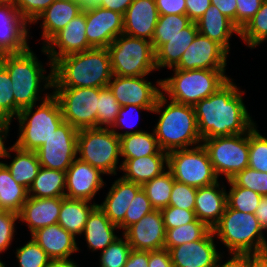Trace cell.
I'll return each instance as SVG.
<instances>
[{
    "mask_svg": "<svg viewBox=\"0 0 267 267\" xmlns=\"http://www.w3.org/2000/svg\"><path fill=\"white\" fill-rule=\"evenodd\" d=\"M239 85L231 77L215 93L193 106L202 140L244 134L257 124L243 98L247 91Z\"/></svg>",
    "mask_w": 267,
    "mask_h": 267,
    "instance_id": "obj_1",
    "label": "cell"
},
{
    "mask_svg": "<svg viewBox=\"0 0 267 267\" xmlns=\"http://www.w3.org/2000/svg\"><path fill=\"white\" fill-rule=\"evenodd\" d=\"M39 49L41 55L46 56L45 63L32 47L22 53L0 55V64L7 70L12 81L16 117L22 109L39 103L52 94L53 64L44 47ZM47 67L49 68L46 69Z\"/></svg>",
    "mask_w": 267,
    "mask_h": 267,
    "instance_id": "obj_2",
    "label": "cell"
},
{
    "mask_svg": "<svg viewBox=\"0 0 267 267\" xmlns=\"http://www.w3.org/2000/svg\"><path fill=\"white\" fill-rule=\"evenodd\" d=\"M112 77L108 48H92L58 59L52 88H106Z\"/></svg>",
    "mask_w": 267,
    "mask_h": 267,
    "instance_id": "obj_3",
    "label": "cell"
},
{
    "mask_svg": "<svg viewBox=\"0 0 267 267\" xmlns=\"http://www.w3.org/2000/svg\"><path fill=\"white\" fill-rule=\"evenodd\" d=\"M153 114L158 115L152 129L161 150L169 153L202 144L193 106L171 101L161 93Z\"/></svg>",
    "mask_w": 267,
    "mask_h": 267,
    "instance_id": "obj_4",
    "label": "cell"
},
{
    "mask_svg": "<svg viewBox=\"0 0 267 267\" xmlns=\"http://www.w3.org/2000/svg\"><path fill=\"white\" fill-rule=\"evenodd\" d=\"M212 231L218 248L226 254H262L267 238L255 214L228 206Z\"/></svg>",
    "mask_w": 267,
    "mask_h": 267,
    "instance_id": "obj_5",
    "label": "cell"
},
{
    "mask_svg": "<svg viewBox=\"0 0 267 267\" xmlns=\"http://www.w3.org/2000/svg\"><path fill=\"white\" fill-rule=\"evenodd\" d=\"M172 71L161 78L162 94L169 100L194 106L222 87L230 78L227 70L194 69Z\"/></svg>",
    "mask_w": 267,
    "mask_h": 267,
    "instance_id": "obj_6",
    "label": "cell"
},
{
    "mask_svg": "<svg viewBox=\"0 0 267 267\" xmlns=\"http://www.w3.org/2000/svg\"><path fill=\"white\" fill-rule=\"evenodd\" d=\"M15 120L18 133L13 144L25 151H36L64 122L60 105L53 93L39 103L22 109Z\"/></svg>",
    "mask_w": 267,
    "mask_h": 267,
    "instance_id": "obj_7",
    "label": "cell"
},
{
    "mask_svg": "<svg viewBox=\"0 0 267 267\" xmlns=\"http://www.w3.org/2000/svg\"><path fill=\"white\" fill-rule=\"evenodd\" d=\"M77 158L98 168L109 178L119 176L122 167L120 138L110 128L80 129Z\"/></svg>",
    "mask_w": 267,
    "mask_h": 267,
    "instance_id": "obj_8",
    "label": "cell"
},
{
    "mask_svg": "<svg viewBox=\"0 0 267 267\" xmlns=\"http://www.w3.org/2000/svg\"><path fill=\"white\" fill-rule=\"evenodd\" d=\"M113 75L152 76L157 72L152 42L120 34L108 47Z\"/></svg>",
    "mask_w": 267,
    "mask_h": 267,
    "instance_id": "obj_9",
    "label": "cell"
},
{
    "mask_svg": "<svg viewBox=\"0 0 267 267\" xmlns=\"http://www.w3.org/2000/svg\"><path fill=\"white\" fill-rule=\"evenodd\" d=\"M202 144L220 180L228 181L248 167L249 132L203 139Z\"/></svg>",
    "mask_w": 267,
    "mask_h": 267,
    "instance_id": "obj_10",
    "label": "cell"
},
{
    "mask_svg": "<svg viewBox=\"0 0 267 267\" xmlns=\"http://www.w3.org/2000/svg\"><path fill=\"white\" fill-rule=\"evenodd\" d=\"M167 169L175 181L195 188L210 186L220 180L203 144L169 152Z\"/></svg>",
    "mask_w": 267,
    "mask_h": 267,
    "instance_id": "obj_11",
    "label": "cell"
},
{
    "mask_svg": "<svg viewBox=\"0 0 267 267\" xmlns=\"http://www.w3.org/2000/svg\"><path fill=\"white\" fill-rule=\"evenodd\" d=\"M61 108L64 122L77 130L97 128L100 88H52Z\"/></svg>",
    "mask_w": 267,
    "mask_h": 267,
    "instance_id": "obj_12",
    "label": "cell"
},
{
    "mask_svg": "<svg viewBox=\"0 0 267 267\" xmlns=\"http://www.w3.org/2000/svg\"><path fill=\"white\" fill-rule=\"evenodd\" d=\"M78 131L63 122L37 150L40 166L66 172L77 158Z\"/></svg>",
    "mask_w": 267,
    "mask_h": 267,
    "instance_id": "obj_13",
    "label": "cell"
},
{
    "mask_svg": "<svg viewBox=\"0 0 267 267\" xmlns=\"http://www.w3.org/2000/svg\"><path fill=\"white\" fill-rule=\"evenodd\" d=\"M148 76L122 77L113 75L108 88L115 96L120 106L137 105L155 107L161 90V78L153 83Z\"/></svg>",
    "mask_w": 267,
    "mask_h": 267,
    "instance_id": "obj_14",
    "label": "cell"
},
{
    "mask_svg": "<svg viewBox=\"0 0 267 267\" xmlns=\"http://www.w3.org/2000/svg\"><path fill=\"white\" fill-rule=\"evenodd\" d=\"M30 24L19 14L14 2H0V55L22 53L31 45ZM30 42V43H29Z\"/></svg>",
    "mask_w": 267,
    "mask_h": 267,
    "instance_id": "obj_15",
    "label": "cell"
},
{
    "mask_svg": "<svg viewBox=\"0 0 267 267\" xmlns=\"http://www.w3.org/2000/svg\"><path fill=\"white\" fill-rule=\"evenodd\" d=\"M230 55L221 44L198 32L189 48L182 55L179 63L172 69L227 70Z\"/></svg>",
    "mask_w": 267,
    "mask_h": 267,
    "instance_id": "obj_16",
    "label": "cell"
},
{
    "mask_svg": "<svg viewBox=\"0 0 267 267\" xmlns=\"http://www.w3.org/2000/svg\"><path fill=\"white\" fill-rule=\"evenodd\" d=\"M103 176L107 175L76 158L66 171L65 197L98 204L96 195L101 198L99 192L108 186Z\"/></svg>",
    "mask_w": 267,
    "mask_h": 267,
    "instance_id": "obj_17",
    "label": "cell"
},
{
    "mask_svg": "<svg viewBox=\"0 0 267 267\" xmlns=\"http://www.w3.org/2000/svg\"><path fill=\"white\" fill-rule=\"evenodd\" d=\"M86 37L92 48H107L124 31L123 14L98 5L85 8Z\"/></svg>",
    "mask_w": 267,
    "mask_h": 267,
    "instance_id": "obj_18",
    "label": "cell"
},
{
    "mask_svg": "<svg viewBox=\"0 0 267 267\" xmlns=\"http://www.w3.org/2000/svg\"><path fill=\"white\" fill-rule=\"evenodd\" d=\"M30 236L53 262H76V253L82 252L78 238L65 230L58 223L40 228ZM75 255L74 258L72 257Z\"/></svg>",
    "mask_w": 267,
    "mask_h": 267,
    "instance_id": "obj_19",
    "label": "cell"
},
{
    "mask_svg": "<svg viewBox=\"0 0 267 267\" xmlns=\"http://www.w3.org/2000/svg\"><path fill=\"white\" fill-rule=\"evenodd\" d=\"M43 47L52 64L64 56L92 49L86 37L85 8Z\"/></svg>",
    "mask_w": 267,
    "mask_h": 267,
    "instance_id": "obj_20",
    "label": "cell"
},
{
    "mask_svg": "<svg viewBox=\"0 0 267 267\" xmlns=\"http://www.w3.org/2000/svg\"><path fill=\"white\" fill-rule=\"evenodd\" d=\"M218 246L211 229L202 239L172 247L168 251L174 267H215L222 254Z\"/></svg>",
    "mask_w": 267,
    "mask_h": 267,
    "instance_id": "obj_21",
    "label": "cell"
},
{
    "mask_svg": "<svg viewBox=\"0 0 267 267\" xmlns=\"http://www.w3.org/2000/svg\"><path fill=\"white\" fill-rule=\"evenodd\" d=\"M133 250L164 249L166 230L160 210H153L122 233Z\"/></svg>",
    "mask_w": 267,
    "mask_h": 267,
    "instance_id": "obj_22",
    "label": "cell"
},
{
    "mask_svg": "<svg viewBox=\"0 0 267 267\" xmlns=\"http://www.w3.org/2000/svg\"><path fill=\"white\" fill-rule=\"evenodd\" d=\"M121 234L119 227L113 224L97 205L88 216L83 232L78 239V245L85 244L84 246L91 254L100 253ZM80 239H83L85 243Z\"/></svg>",
    "mask_w": 267,
    "mask_h": 267,
    "instance_id": "obj_23",
    "label": "cell"
},
{
    "mask_svg": "<svg viewBox=\"0 0 267 267\" xmlns=\"http://www.w3.org/2000/svg\"><path fill=\"white\" fill-rule=\"evenodd\" d=\"M83 8L73 0H55L31 25H39L41 29L39 40L40 47L44 46L55 34L60 32L66 25L79 15ZM39 23V24H38ZM41 33V35H40Z\"/></svg>",
    "mask_w": 267,
    "mask_h": 267,
    "instance_id": "obj_24",
    "label": "cell"
},
{
    "mask_svg": "<svg viewBox=\"0 0 267 267\" xmlns=\"http://www.w3.org/2000/svg\"><path fill=\"white\" fill-rule=\"evenodd\" d=\"M63 198H35L28 196L27 201L18 213L20 226L25 225L31 235L40 228L57 224Z\"/></svg>",
    "mask_w": 267,
    "mask_h": 267,
    "instance_id": "obj_25",
    "label": "cell"
},
{
    "mask_svg": "<svg viewBox=\"0 0 267 267\" xmlns=\"http://www.w3.org/2000/svg\"><path fill=\"white\" fill-rule=\"evenodd\" d=\"M159 16L155 0H133L123 15V34L151 42Z\"/></svg>",
    "mask_w": 267,
    "mask_h": 267,
    "instance_id": "obj_26",
    "label": "cell"
},
{
    "mask_svg": "<svg viewBox=\"0 0 267 267\" xmlns=\"http://www.w3.org/2000/svg\"><path fill=\"white\" fill-rule=\"evenodd\" d=\"M109 183L104 199L98 203V207L106 214L110 221L119 226L124 221L125 213L137 194L141 185L124 180L121 176Z\"/></svg>",
    "mask_w": 267,
    "mask_h": 267,
    "instance_id": "obj_27",
    "label": "cell"
},
{
    "mask_svg": "<svg viewBox=\"0 0 267 267\" xmlns=\"http://www.w3.org/2000/svg\"><path fill=\"white\" fill-rule=\"evenodd\" d=\"M226 181L197 188L194 212L201 222L212 229L220 220L227 206Z\"/></svg>",
    "mask_w": 267,
    "mask_h": 267,
    "instance_id": "obj_28",
    "label": "cell"
},
{
    "mask_svg": "<svg viewBox=\"0 0 267 267\" xmlns=\"http://www.w3.org/2000/svg\"><path fill=\"white\" fill-rule=\"evenodd\" d=\"M198 32L221 44L230 54L232 36L240 38V29L228 17L211 5L196 22ZM231 41V42H230Z\"/></svg>",
    "mask_w": 267,
    "mask_h": 267,
    "instance_id": "obj_29",
    "label": "cell"
},
{
    "mask_svg": "<svg viewBox=\"0 0 267 267\" xmlns=\"http://www.w3.org/2000/svg\"><path fill=\"white\" fill-rule=\"evenodd\" d=\"M168 153L159 150L154 155L127 159L121 167L120 175L124 180L143 185L167 170Z\"/></svg>",
    "mask_w": 267,
    "mask_h": 267,
    "instance_id": "obj_30",
    "label": "cell"
},
{
    "mask_svg": "<svg viewBox=\"0 0 267 267\" xmlns=\"http://www.w3.org/2000/svg\"><path fill=\"white\" fill-rule=\"evenodd\" d=\"M198 33L196 22H191L186 28L180 31L175 37L162 44L155 51V63L157 73L161 70L174 68L180 61L184 52L189 48Z\"/></svg>",
    "mask_w": 267,
    "mask_h": 267,
    "instance_id": "obj_31",
    "label": "cell"
},
{
    "mask_svg": "<svg viewBox=\"0 0 267 267\" xmlns=\"http://www.w3.org/2000/svg\"><path fill=\"white\" fill-rule=\"evenodd\" d=\"M7 159L10 161L8 162ZM3 164L15 181L27 189L32 185L41 167L36 151H25L15 145L10 149Z\"/></svg>",
    "mask_w": 267,
    "mask_h": 267,
    "instance_id": "obj_32",
    "label": "cell"
},
{
    "mask_svg": "<svg viewBox=\"0 0 267 267\" xmlns=\"http://www.w3.org/2000/svg\"><path fill=\"white\" fill-rule=\"evenodd\" d=\"M96 206V203L87 200L64 197L61 201L58 224L75 237L79 238L83 232L89 214Z\"/></svg>",
    "mask_w": 267,
    "mask_h": 267,
    "instance_id": "obj_33",
    "label": "cell"
},
{
    "mask_svg": "<svg viewBox=\"0 0 267 267\" xmlns=\"http://www.w3.org/2000/svg\"><path fill=\"white\" fill-rule=\"evenodd\" d=\"M66 172L40 167L28 196L35 198L65 197Z\"/></svg>",
    "mask_w": 267,
    "mask_h": 267,
    "instance_id": "obj_34",
    "label": "cell"
},
{
    "mask_svg": "<svg viewBox=\"0 0 267 267\" xmlns=\"http://www.w3.org/2000/svg\"><path fill=\"white\" fill-rule=\"evenodd\" d=\"M119 138L122 164L127 159L154 155L160 150L153 129Z\"/></svg>",
    "mask_w": 267,
    "mask_h": 267,
    "instance_id": "obj_35",
    "label": "cell"
},
{
    "mask_svg": "<svg viewBox=\"0 0 267 267\" xmlns=\"http://www.w3.org/2000/svg\"><path fill=\"white\" fill-rule=\"evenodd\" d=\"M28 199V189L17 183L4 164H0V207L19 213Z\"/></svg>",
    "mask_w": 267,
    "mask_h": 267,
    "instance_id": "obj_36",
    "label": "cell"
},
{
    "mask_svg": "<svg viewBox=\"0 0 267 267\" xmlns=\"http://www.w3.org/2000/svg\"><path fill=\"white\" fill-rule=\"evenodd\" d=\"M239 39L250 50H259L261 45L267 43V0H263L259 11L240 30Z\"/></svg>",
    "mask_w": 267,
    "mask_h": 267,
    "instance_id": "obj_37",
    "label": "cell"
},
{
    "mask_svg": "<svg viewBox=\"0 0 267 267\" xmlns=\"http://www.w3.org/2000/svg\"><path fill=\"white\" fill-rule=\"evenodd\" d=\"M174 181L173 175L167 169L161 175L142 185V189L155 210H162L169 206Z\"/></svg>",
    "mask_w": 267,
    "mask_h": 267,
    "instance_id": "obj_38",
    "label": "cell"
},
{
    "mask_svg": "<svg viewBox=\"0 0 267 267\" xmlns=\"http://www.w3.org/2000/svg\"><path fill=\"white\" fill-rule=\"evenodd\" d=\"M153 109L154 107H142L137 105L122 106L118 112L115 123L110 129L115 132L119 137L143 132L145 131V129H142L140 126H138L139 123H141L140 116L143 115L142 113L144 111L145 114L147 112L148 114H151ZM133 127L136 129H134Z\"/></svg>",
    "mask_w": 267,
    "mask_h": 267,
    "instance_id": "obj_39",
    "label": "cell"
},
{
    "mask_svg": "<svg viewBox=\"0 0 267 267\" xmlns=\"http://www.w3.org/2000/svg\"><path fill=\"white\" fill-rule=\"evenodd\" d=\"M165 230L164 248L169 250L172 247L202 239L211 229L205 223L196 219L191 223Z\"/></svg>",
    "mask_w": 267,
    "mask_h": 267,
    "instance_id": "obj_40",
    "label": "cell"
},
{
    "mask_svg": "<svg viewBox=\"0 0 267 267\" xmlns=\"http://www.w3.org/2000/svg\"><path fill=\"white\" fill-rule=\"evenodd\" d=\"M192 21L187 15H162L159 16L152 38V46L156 51L162 44L175 37Z\"/></svg>",
    "mask_w": 267,
    "mask_h": 267,
    "instance_id": "obj_41",
    "label": "cell"
},
{
    "mask_svg": "<svg viewBox=\"0 0 267 267\" xmlns=\"http://www.w3.org/2000/svg\"><path fill=\"white\" fill-rule=\"evenodd\" d=\"M23 245L16 246L14 250L15 261L13 267H48L53 261L46 252L29 236Z\"/></svg>",
    "mask_w": 267,
    "mask_h": 267,
    "instance_id": "obj_42",
    "label": "cell"
},
{
    "mask_svg": "<svg viewBox=\"0 0 267 267\" xmlns=\"http://www.w3.org/2000/svg\"><path fill=\"white\" fill-rule=\"evenodd\" d=\"M132 248L127 238L121 234L105 250L97 253L98 267H124Z\"/></svg>",
    "mask_w": 267,
    "mask_h": 267,
    "instance_id": "obj_43",
    "label": "cell"
},
{
    "mask_svg": "<svg viewBox=\"0 0 267 267\" xmlns=\"http://www.w3.org/2000/svg\"><path fill=\"white\" fill-rule=\"evenodd\" d=\"M226 196L229 208L252 214H255L262 197L257 192L241 186H226Z\"/></svg>",
    "mask_w": 267,
    "mask_h": 267,
    "instance_id": "obj_44",
    "label": "cell"
},
{
    "mask_svg": "<svg viewBox=\"0 0 267 267\" xmlns=\"http://www.w3.org/2000/svg\"><path fill=\"white\" fill-rule=\"evenodd\" d=\"M258 123L249 131L248 167L267 173V135L258 130Z\"/></svg>",
    "mask_w": 267,
    "mask_h": 267,
    "instance_id": "obj_45",
    "label": "cell"
},
{
    "mask_svg": "<svg viewBox=\"0 0 267 267\" xmlns=\"http://www.w3.org/2000/svg\"><path fill=\"white\" fill-rule=\"evenodd\" d=\"M121 106L108 87L100 88L97 107V128H111Z\"/></svg>",
    "mask_w": 267,
    "mask_h": 267,
    "instance_id": "obj_46",
    "label": "cell"
},
{
    "mask_svg": "<svg viewBox=\"0 0 267 267\" xmlns=\"http://www.w3.org/2000/svg\"><path fill=\"white\" fill-rule=\"evenodd\" d=\"M226 186H241L267 196V173L247 167L226 181Z\"/></svg>",
    "mask_w": 267,
    "mask_h": 267,
    "instance_id": "obj_47",
    "label": "cell"
},
{
    "mask_svg": "<svg viewBox=\"0 0 267 267\" xmlns=\"http://www.w3.org/2000/svg\"><path fill=\"white\" fill-rule=\"evenodd\" d=\"M16 118V103L12 81L7 70L0 64V119L13 121Z\"/></svg>",
    "mask_w": 267,
    "mask_h": 267,
    "instance_id": "obj_48",
    "label": "cell"
},
{
    "mask_svg": "<svg viewBox=\"0 0 267 267\" xmlns=\"http://www.w3.org/2000/svg\"><path fill=\"white\" fill-rule=\"evenodd\" d=\"M153 210L155 209L151 205L145 191L141 188L131 201L125 213L124 221L118 226L120 232L123 233L129 226L138 222L142 217Z\"/></svg>",
    "mask_w": 267,
    "mask_h": 267,
    "instance_id": "obj_49",
    "label": "cell"
},
{
    "mask_svg": "<svg viewBox=\"0 0 267 267\" xmlns=\"http://www.w3.org/2000/svg\"><path fill=\"white\" fill-rule=\"evenodd\" d=\"M18 223V213L4 211L0 214V257L2 258L4 257L3 254L5 252L7 256H10L8 254H11L9 249L12 248V245L17 238L15 236L18 232L17 229H20ZM7 251L9 252L7 253Z\"/></svg>",
    "mask_w": 267,
    "mask_h": 267,
    "instance_id": "obj_50",
    "label": "cell"
},
{
    "mask_svg": "<svg viewBox=\"0 0 267 267\" xmlns=\"http://www.w3.org/2000/svg\"><path fill=\"white\" fill-rule=\"evenodd\" d=\"M197 188L174 181L169 206L194 210Z\"/></svg>",
    "mask_w": 267,
    "mask_h": 267,
    "instance_id": "obj_51",
    "label": "cell"
},
{
    "mask_svg": "<svg viewBox=\"0 0 267 267\" xmlns=\"http://www.w3.org/2000/svg\"><path fill=\"white\" fill-rule=\"evenodd\" d=\"M160 211L165 229H173L178 226L191 223L197 219L194 210L167 206Z\"/></svg>",
    "mask_w": 267,
    "mask_h": 267,
    "instance_id": "obj_52",
    "label": "cell"
},
{
    "mask_svg": "<svg viewBox=\"0 0 267 267\" xmlns=\"http://www.w3.org/2000/svg\"><path fill=\"white\" fill-rule=\"evenodd\" d=\"M55 0H16L19 14L31 25Z\"/></svg>",
    "mask_w": 267,
    "mask_h": 267,
    "instance_id": "obj_53",
    "label": "cell"
},
{
    "mask_svg": "<svg viewBox=\"0 0 267 267\" xmlns=\"http://www.w3.org/2000/svg\"><path fill=\"white\" fill-rule=\"evenodd\" d=\"M237 27L241 30L259 11L263 0H236Z\"/></svg>",
    "mask_w": 267,
    "mask_h": 267,
    "instance_id": "obj_54",
    "label": "cell"
},
{
    "mask_svg": "<svg viewBox=\"0 0 267 267\" xmlns=\"http://www.w3.org/2000/svg\"><path fill=\"white\" fill-rule=\"evenodd\" d=\"M159 15H186V0H155Z\"/></svg>",
    "mask_w": 267,
    "mask_h": 267,
    "instance_id": "obj_55",
    "label": "cell"
},
{
    "mask_svg": "<svg viewBox=\"0 0 267 267\" xmlns=\"http://www.w3.org/2000/svg\"><path fill=\"white\" fill-rule=\"evenodd\" d=\"M215 267H250V254L222 253L218 257Z\"/></svg>",
    "mask_w": 267,
    "mask_h": 267,
    "instance_id": "obj_56",
    "label": "cell"
},
{
    "mask_svg": "<svg viewBox=\"0 0 267 267\" xmlns=\"http://www.w3.org/2000/svg\"><path fill=\"white\" fill-rule=\"evenodd\" d=\"M211 6V0H186V15L197 22Z\"/></svg>",
    "mask_w": 267,
    "mask_h": 267,
    "instance_id": "obj_57",
    "label": "cell"
},
{
    "mask_svg": "<svg viewBox=\"0 0 267 267\" xmlns=\"http://www.w3.org/2000/svg\"><path fill=\"white\" fill-rule=\"evenodd\" d=\"M13 121L7 119H0V164H3V160L8 156L10 149L14 144L7 146L6 143L10 138V129Z\"/></svg>",
    "mask_w": 267,
    "mask_h": 267,
    "instance_id": "obj_58",
    "label": "cell"
},
{
    "mask_svg": "<svg viewBox=\"0 0 267 267\" xmlns=\"http://www.w3.org/2000/svg\"><path fill=\"white\" fill-rule=\"evenodd\" d=\"M149 267H174L168 249L149 251Z\"/></svg>",
    "mask_w": 267,
    "mask_h": 267,
    "instance_id": "obj_59",
    "label": "cell"
},
{
    "mask_svg": "<svg viewBox=\"0 0 267 267\" xmlns=\"http://www.w3.org/2000/svg\"><path fill=\"white\" fill-rule=\"evenodd\" d=\"M211 5L215 6L222 14L228 17L237 26L236 0H211Z\"/></svg>",
    "mask_w": 267,
    "mask_h": 267,
    "instance_id": "obj_60",
    "label": "cell"
},
{
    "mask_svg": "<svg viewBox=\"0 0 267 267\" xmlns=\"http://www.w3.org/2000/svg\"><path fill=\"white\" fill-rule=\"evenodd\" d=\"M149 251H131L124 267H149Z\"/></svg>",
    "mask_w": 267,
    "mask_h": 267,
    "instance_id": "obj_61",
    "label": "cell"
},
{
    "mask_svg": "<svg viewBox=\"0 0 267 267\" xmlns=\"http://www.w3.org/2000/svg\"><path fill=\"white\" fill-rule=\"evenodd\" d=\"M132 2L133 0H99L96 5L105 9L117 11L124 15Z\"/></svg>",
    "mask_w": 267,
    "mask_h": 267,
    "instance_id": "obj_62",
    "label": "cell"
},
{
    "mask_svg": "<svg viewBox=\"0 0 267 267\" xmlns=\"http://www.w3.org/2000/svg\"><path fill=\"white\" fill-rule=\"evenodd\" d=\"M255 216L263 230L267 233V196H262L255 210Z\"/></svg>",
    "mask_w": 267,
    "mask_h": 267,
    "instance_id": "obj_63",
    "label": "cell"
},
{
    "mask_svg": "<svg viewBox=\"0 0 267 267\" xmlns=\"http://www.w3.org/2000/svg\"><path fill=\"white\" fill-rule=\"evenodd\" d=\"M250 267H267V257L263 254H250Z\"/></svg>",
    "mask_w": 267,
    "mask_h": 267,
    "instance_id": "obj_64",
    "label": "cell"
},
{
    "mask_svg": "<svg viewBox=\"0 0 267 267\" xmlns=\"http://www.w3.org/2000/svg\"><path fill=\"white\" fill-rule=\"evenodd\" d=\"M48 267H78V262H52Z\"/></svg>",
    "mask_w": 267,
    "mask_h": 267,
    "instance_id": "obj_65",
    "label": "cell"
},
{
    "mask_svg": "<svg viewBox=\"0 0 267 267\" xmlns=\"http://www.w3.org/2000/svg\"><path fill=\"white\" fill-rule=\"evenodd\" d=\"M73 1L79 4L82 8H87L96 5L99 0H73Z\"/></svg>",
    "mask_w": 267,
    "mask_h": 267,
    "instance_id": "obj_66",
    "label": "cell"
},
{
    "mask_svg": "<svg viewBox=\"0 0 267 267\" xmlns=\"http://www.w3.org/2000/svg\"><path fill=\"white\" fill-rule=\"evenodd\" d=\"M267 235V234H266ZM262 254L267 257V238H266V243H265V247H264V250L262 252Z\"/></svg>",
    "mask_w": 267,
    "mask_h": 267,
    "instance_id": "obj_67",
    "label": "cell"
},
{
    "mask_svg": "<svg viewBox=\"0 0 267 267\" xmlns=\"http://www.w3.org/2000/svg\"><path fill=\"white\" fill-rule=\"evenodd\" d=\"M0 267H8L5 260L3 261L1 257H0Z\"/></svg>",
    "mask_w": 267,
    "mask_h": 267,
    "instance_id": "obj_68",
    "label": "cell"
},
{
    "mask_svg": "<svg viewBox=\"0 0 267 267\" xmlns=\"http://www.w3.org/2000/svg\"><path fill=\"white\" fill-rule=\"evenodd\" d=\"M3 1L15 2L16 0H3Z\"/></svg>",
    "mask_w": 267,
    "mask_h": 267,
    "instance_id": "obj_69",
    "label": "cell"
},
{
    "mask_svg": "<svg viewBox=\"0 0 267 267\" xmlns=\"http://www.w3.org/2000/svg\"><path fill=\"white\" fill-rule=\"evenodd\" d=\"M78 267H85V266H83L82 264L79 263V264H78ZM93 267H94V266H93Z\"/></svg>",
    "mask_w": 267,
    "mask_h": 267,
    "instance_id": "obj_70",
    "label": "cell"
},
{
    "mask_svg": "<svg viewBox=\"0 0 267 267\" xmlns=\"http://www.w3.org/2000/svg\"><path fill=\"white\" fill-rule=\"evenodd\" d=\"M2 212H4V210L0 207V214H1Z\"/></svg>",
    "mask_w": 267,
    "mask_h": 267,
    "instance_id": "obj_71",
    "label": "cell"
}]
</instances>
